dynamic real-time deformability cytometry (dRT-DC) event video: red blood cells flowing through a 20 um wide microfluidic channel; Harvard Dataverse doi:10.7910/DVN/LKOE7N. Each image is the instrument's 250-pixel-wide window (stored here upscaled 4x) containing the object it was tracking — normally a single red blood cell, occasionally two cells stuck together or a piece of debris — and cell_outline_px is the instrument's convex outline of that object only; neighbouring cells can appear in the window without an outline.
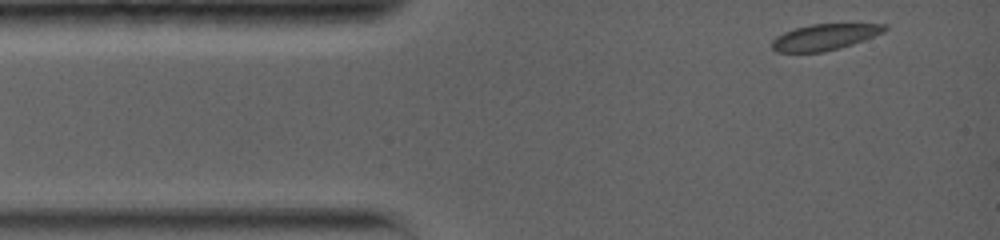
{"species": "common noctule bat (a hibernating species)", "species_latin": "Nyctalus noctula", "temperature_condition": "warm", "stored_images_in_passage": 3, "camera_frame_rate_fps": 5000, "um_per_image_px": 0.085, "animal": {"sex": "female", "body_mass_g": 19.0, "forearm_length_mm": 56.7}, "frame": {"image": 1, "passage_image": 1, "time_ms": 0.0, "image_size_px": [1000, 240], "cell_outline_px": [[888, 28], [884, 32], [864, 40], [852, 44], [820, 52], [776, 52], [772, 48], [772, 40], [776, 36], [784, 32], [796, 28], [812, 24], [888, 24]], "centroid_in_image_um": [70.09, 3.14], "position_along_channel_um": 14.9, "area_um2": 16.94}}